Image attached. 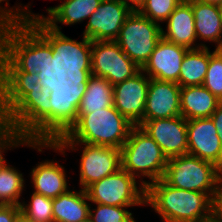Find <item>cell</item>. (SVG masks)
<instances>
[{
    "mask_svg": "<svg viewBox=\"0 0 222 222\" xmlns=\"http://www.w3.org/2000/svg\"><path fill=\"white\" fill-rule=\"evenodd\" d=\"M69 70L68 63L5 116L21 140H54L67 129Z\"/></svg>",
    "mask_w": 222,
    "mask_h": 222,
    "instance_id": "6da1fadb",
    "label": "cell"
},
{
    "mask_svg": "<svg viewBox=\"0 0 222 222\" xmlns=\"http://www.w3.org/2000/svg\"><path fill=\"white\" fill-rule=\"evenodd\" d=\"M68 43L38 22L10 26L0 50V71L38 73L49 78L69 62Z\"/></svg>",
    "mask_w": 222,
    "mask_h": 222,
    "instance_id": "7a4b0ae2",
    "label": "cell"
},
{
    "mask_svg": "<svg viewBox=\"0 0 222 222\" xmlns=\"http://www.w3.org/2000/svg\"><path fill=\"white\" fill-rule=\"evenodd\" d=\"M134 125L114 106L85 115H68L67 129L55 143H86L121 149Z\"/></svg>",
    "mask_w": 222,
    "mask_h": 222,
    "instance_id": "3957f363",
    "label": "cell"
},
{
    "mask_svg": "<svg viewBox=\"0 0 222 222\" xmlns=\"http://www.w3.org/2000/svg\"><path fill=\"white\" fill-rule=\"evenodd\" d=\"M145 189V205H150L162 222H200L214 215L215 194L178 189L163 179Z\"/></svg>",
    "mask_w": 222,
    "mask_h": 222,
    "instance_id": "277c9868",
    "label": "cell"
},
{
    "mask_svg": "<svg viewBox=\"0 0 222 222\" xmlns=\"http://www.w3.org/2000/svg\"><path fill=\"white\" fill-rule=\"evenodd\" d=\"M71 58L87 73L107 79L113 86L137 74L141 68L116 41H89L79 45Z\"/></svg>",
    "mask_w": 222,
    "mask_h": 222,
    "instance_id": "5b68a950",
    "label": "cell"
},
{
    "mask_svg": "<svg viewBox=\"0 0 222 222\" xmlns=\"http://www.w3.org/2000/svg\"><path fill=\"white\" fill-rule=\"evenodd\" d=\"M82 147L79 165V184L86 189L93 182L116 173L121 168V150L115 147L91 145L86 143H55L53 140H22V146L37 149L42 152L44 148L52 149L65 155V150L77 151ZM49 147V148H48Z\"/></svg>",
    "mask_w": 222,
    "mask_h": 222,
    "instance_id": "8992f818",
    "label": "cell"
},
{
    "mask_svg": "<svg viewBox=\"0 0 222 222\" xmlns=\"http://www.w3.org/2000/svg\"><path fill=\"white\" fill-rule=\"evenodd\" d=\"M121 168L146 187L163 178L168 163L161 147L139 126H134L121 147ZM148 178L149 181L143 180Z\"/></svg>",
    "mask_w": 222,
    "mask_h": 222,
    "instance_id": "52a82bcc",
    "label": "cell"
},
{
    "mask_svg": "<svg viewBox=\"0 0 222 222\" xmlns=\"http://www.w3.org/2000/svg\"><path fill=\"white\" fill-rule=\"evenodd\" d=\"M68 115H85L113 106V85L105 78L90 75L69 59Z\"/></svg>",
    "mask_w": 222,
    "mask_h": 222,
    "instance_id": "ba28073f",
    "label": "cell"
},
{
    "mask_svg": "<svg viewBox=\"0 0 222 222\" xmlns=\"http://www.w3.org/2000/svg\"><path fill=\"white\" fill-rule=\"evenodd\" d=\"M221 174L214 163L185 154L168 159L162 179L178 189L216 194Z\"/></svg>",
    "mask_w": 222,
    "mask_h": 222,
    "instance_id": "9c48e42d",
    "label": "cell"
},
{
    "mask_svg": "<svg viewBox=\"0 0 222 222\" xmlns=\"http://www.w3.org/2000/svg\"><path fill=\"white\" fill-rule=\"evenodd\" d=\"M162 38V26L142 15L131 12L115 39L122 51L140 68L149 60Z\"/></svg>",
    "mask_w": 222,
    "mask_h": 222,
    "instance_id": "30bf717a",
    "label": "cell"
},
{
    "mask_svg": "<svg viewBox=\"0 0 222 222\" xmlns=\"http://www.w3.org/2000/svg\"><path fill=\"white\" fill-rule=\"evenodd\" d=\"M127 171L116 173L93 182L85 190L91 203L109 206H145L146 189ZM139 187V189H138Z\"/></svg>",
    "mask_w": 222,
    "mask_h": 222,
    "instance_id": "8fae6325",
    "label": "cell"
},
{
    "mask_svg": "<svg viewBox=\"0 0 222 222\" xmlns=\"http://www.w3.org/2000/svg\"><path fill=\"white\" fill-rule=\"evenodd\" d=\"M132 11L119 0H102L96 11L87 19L82 41L71 39L70 53L89 41H115L121 27Z\"/></svg>",
    "mask_w": 222,
    "mask_h": 222,
    "instance_id": "7c38bea8",
    "label": "cell"
},
{
    "mask_svg": "<svg viewBox=\"0 0 222 222\" xmlns=\"http://www.w3.org/2000/svg\"><path fill=\"white\" fill-rule=\"evenodd\" d=\"M150 78L140 70L134 76L113 86V106L134 126L144 120Z\"/></svg>",
    "mask_w": 222,
    "mask_h": 222,
    "instance_id": "4fadbf2b",
    "label": "cell"
},
{
    "mask_svg": "<svg viewBox=\"0 0 222 222\" xmlns=\"http://www.w3.org/2000/svg\"><path fill=\"white\" fill-rule=\"evenodd\" d=\"M139 127L161 147L167 159L187 154V120L181 115L143 120Z\"/></svg>",
    "mask_w": 222,
    "mask_h": 222,
    "instance_id": "5bb4252c",
    "label": "cell"
},
{
    "mask_svg": "<svg viewBox=\"0 0 222 222\" xmlns=\"http://www.w3.org/2000/svg\"><path fill=\"white\" fill-rule=\"evenodd\" d=\"M187 154L210 161L222 170V145L211 118L187 120Z\"/></svg>",
    "mask_w": 222,
    "mask_h": 222,
    "instance_id": "9a60e30c",
    "label": "cell"
},
{
    "mask_svg": "<svg viewBox=\"0 0 222 222\" xmlns=\"http://www.w3.org/2000/svg\"><path fill=\"white\" fill-rule=\"evenodd\" d=\"M62 1V0H61ZM61 4L46 9L48 15L40 14L37 21L46 31L58 35L67 43L72 38L67 37L60 30L62 25H74L88 19L98 8L102 0H63Z\"/></svg>",
    "mask_w": 222,
    "mask_h": 222,
    "instance_id": "2e32d148",
    "label": "cell"
},
{
    "mask_svg": "<svg viewBox=\"0 0 222 222\" xmlns=\"http://www.w3.org/2000/svg\"><path fill=\"white\" fill-rule=\"evenodd\" d=\"M187 50V47L161 38L141 70L151 79L177 83Z\"/></svg>",
    "mask_w": 222,
    "mask_h": 222,
    "instance_id": "e0dca14e",
    "label": "cell"
},
{
    "mask_svg": "<svg viewBox=\"0 0 222 222\" xmlns=\"http://www.w3.org/2000/svg\"><path fill=\"white\" fill-rule=\"evenodd\" d=\"M180 89L181 87L176 82L150 78L144 120L180 116Z\"/></svg>",
    "mask_w": 222,
    "mask_h": 222,
    "instance_id": "ac0fdd59",
    "label": "cell"
},
{
    "mask_svg": "<svg viewBox=\"0 0 222 222\" xmlns=\"http://www.w3.org/2000/svg\"><path fill=\"white\" fill-rule=\"evenodd\" d=\"M48 78L38 73L0 71V115L6 116L34 88Z\"/></svg>",
    "mask_w": 222,
    "mask_h": 222,
    "instance_id": "d6986e66",
    "label": "cell"
},
{
    "mask_svg": "<svg viewBox=\"0 0 222 222\" xmlns=\"http://www.w3.org/2000/svg\"><path fill=\"white\" fill-rule=\"evenodd\" d=\"M166 30L162 28V38L170 43L182 45L188 49L207 47L203 42L196 43V30L191 0H182L165 21Z\"/></svg>",
    "mask_w": 222,
    "mask_h": 222,
    "instance_id": "ffe728a7",
    "label": "cell"
},
{
    "mask_svg": "<svg viewBox=\"0 0 222 222\" xmlns=\"http://www.w3.org/2000/svg\"><path fill=\"white\" fill-rule=\"evenodd\" d=\"M31 183L35 193L45 197L56 198L67 192L70 187L67 182L65 167L59 161L45 160L38 162L30 172Z\"/></svg>",
    "mask_w": 222,
    "mask_h": 222,
    "instance_id": "44dd1931",
    "label": "cell"
},
{
    "mask_svg": "<svg viewBox=\"0 0 222 222\" xmlns=\"http://www.w3.org/2000/svg\"><path fill=\"white\" fill-rule=\"evenodd\" d=\"M180 98L181 116L186 120L210 118L222 103L203 85L181 87Z\"/></svg>",
    "mask_w": 222,
    "mask_h": 222,
    "instance_id": "7402d4cb",
    "label": "cell"
},
{
    "mask_svg": "<svg viewBox=\"0 0 222 222\" xmlns=\"http://www.w3.org/2000/svg\"><path fill=\"white\" fill-rule=\"evenodd\" d=\"M194 13L196 37L198 39L213 42L216 49H222V26L219 7L209 3L191 0Z\"/></svg>",
    "mask_w": 222,
    "mask_h": 222,
    "instance_id": "603a6c76",
    "label": "cell"
},
{
    "mask_svg": "<svg viewBox=\"0 0 222 222\" xmlns=\"http://www.w3.org/2000/svg\"><path fill=\"white\" fill-rule=\"evenodd\" d=\"M86 190L74 189L52 198L54 222H78L89 216L90 204Z\"/></svg>",
    "mask_w": 222,
    "mask_h": 222,
    "instance_id": "cb8c5ba5",
    "label": "cell"
},
{
    "mask_svg": "<svg viewBox=\"0 0 222 222\" xmlns=\"http://www.w3.org/2000/svg\"><path fill=\"white\" fill-rule=\"evenodd\" d=\"M208 64V46L188 49L182 61L177 84L180 87L203 85Z\"/></svg>",
    "mask_w": 222,
    "mask_h": 222,
    "instance_id": "d4e9b609",
    "label": "cell"
},
{
    "mask_svg": "<svg viewBox=\"0 0 222 222\" xmlns=\"http://www.w3.org/2000/svg\"><path fill=\"white\" fill-rule=\"evenodd\" d=\"M6 161L5 158L0 161V204L20 206L21 194L25 189L24 176Z\"/></svg>",
    "mask_w": 222,
    "mask_h": 222,
    "instance_id": "484cf974",
    "label": "cell"
},
{
    "mask_svg": "<svg viewBox=\"0 0 222 222\" xmlns=\"http://www.w3.org/2000/svg\"><path fill=\"white\" fill-rule=\"evenodd\" d=\"M20 208L32 222H54L52 198L33 192L29 203L21 202Z\"/></svg>",
    "mask_w": 222,
    "mask_h": 222,
    "instance_id": "4316f807",
    "label": "cell"
},
{
    "mask_svg": "<svg viewBox=\"0 0 222 222\" xmlns=\"http://www.w3.org/2000/svg\"><path fill=\"white\" fill-rule=\"evenodd\" d=\"M94 204L96 208L93 209L91 204L89 208V216L93 222H136L133 213L127 210L128 207L133 206Z\"/></svg>",
    "mask_w": 222,
    "mask_h": 222,
    "instance_id": "83f0119b",
    "label": "cell"
},
{
    "mask_svg": "<svg viewBox=\"0 0 222 222\" xmlns=\"http://www.w3.org/2000/svg\"><path fill=\"white\" fill-rule=\"evenodd\" d=\"M203 86L222 101V49L210 51L207 73Z\"/></svg>",
    "mask_w": 222,
    "mask_h": 222,
    "instance_id": "f1b7e54d",
    "label": "cell"
},
{
    "mask_svg": "<svg viewBox=\"0 0 222 222\" xmlns=\"http://www.w3.org/2000/svg\"><path fill=\"white\" fill-rule=\"evenodd\" d=\"M6 1L5 7L1 4ZM3 2V3H2ZM19 4V5H18ZM11 8L8 0H0V17L9 25V26H17V25H25L33 22H37L40 19L39 14H34L30 11V4L23 5L18 3ZM9 6V7H8ZM30 6V7H29ZM8 7V8H7Z\"/></svg>",
    "mask_w": 222,
    "mask_h": 222,
    "instance_id": "f546056e",
    "label": "cell"
},
{
    "mask_svg": "<svg viewBox=\"0 0 222 222\" xmlns=\"http://www.w3.org/2000/svg\"><path fill=\"white\" fill-rule=\"evenodd\" d=\"M182 0H146L140 13L151 21L164 23Z\"/></svg>",
    "mask_w": 222,
    "mask_h": 222,
    "instance_id": "4dcf8cb0",
    "label": "cell"
},
{
    "mask_svg": "<svg viewBox=\"0 0 222 222\" xmlns=\"http://www.w3.org/2000/svg\"><path fill=\"white\" fill-rule=\"evenodd\" d=\"M22 140L17 136L13 126L5 116L0 115V161L3 160L5 150L20 147Z\"/></svg>",
    "mask_w": 222,
    "mask_h": 222,
    "instance_id": "1f68e13d",
    "label": "cell"
},
{
    "mask_svg": "<svg viewBox=\"0 0 222 222\" xmlns=\"http://www.w3.org/2000/svg\"><path fill=\"white\" fill-rule=\"evenodd\" d=\"M20 212V206L0 204V222H13Z\"/></svg>",
    "mask_w": 222,
    "mask_h": 222,
    "instance_id": "d6a6232c",
    "label": "cell"
},
{
    "mask_svg": "<svg viewBox=\"0 0 222 222\" xmlns=\"http://www.w3.org/2000/svg\"><path fill=\"white\" fill-rule=\"evenodd\" d=\"M214 216L222 221V174L220 176L216 194L213 200Z\"/></svg>",
    "mask_w": 222,
    "mask_h": 222,
    "instance_id": "836d02e7",
    "label": "cell"
},
{
    "mask_svg": "<svg viewBox=\"0 0 222 222\" xmlns=\"http://www.w3.org/2000/svg\"><path fill=\"white\" fill-rule=\"evenodd\" d=\"M217 129V133L222 145V103L217 107L214 113L210 117Z\"/></svg>",
    "mask_w": 222,
    "mask_h": 222,
    "instance_id": "e575fe53",
    "label": "cell"
},
{
    "mask_svg": "<svg viewBox=\"0 0 222 222\" xmlns=\"http://www.w3.org/2000/svg\"><path fill=\"white\" fill-rule=\"evenodd\" d=\"M122 4L127 6L132 12L140 11L146 0H119Z\"/></svg>",
    "mask_w": 222,
    "mask_h": 222,
    "instance_id": "d590c367",
    "label": "cell"
},
{
    "mask_svg": "<svg viewBox=\"0 0 222 222\" xmlns=\"http://www.w3.org/2000/svg\"><path fill=\"white\" fill-rule=\"evenodd\" d=\"M9 27L10 26L0 17V50L2 48L3 40Z\"/></svg>",
    "mask_w": 222,
    "mask_h": 222,
    "instance_id": "8d00e7d4",
    "label": "cell"
},
{
    "mask_svg": "<svg viewBox=\"0 0 222 222\" xmlns=\"http://www.w3.org/2000/svg\"><path fill=\"white\" fill-rule=\"evenodd\" d=\"M13 222H32L29 218H27L22 212H20Z\"/></svg>",
    "mask_w": 222,
    "mask_h": 222,
    "instance_id": "74e56055",
    "label": "cell"
},
{
    "mask_svg": "<svg viewBox=\"0 0 222 222\" xmlns=\"http://www.w3.org/2000/svg\"><path fill=\"white\" fill-rule=\"evenodd\" d=\"M196 1H200L203 3H209L211 5H216V6L222 5V0H196Z\"/></svg>",
    "mask_w": 222,
    "mask_h": 222,
    "instance_id": "f35d334b",
    "label": "cell"
},
{
    "mask_svg": "<svg viewBox=\"0 0 222 222\" xmlns=\"http://www.w3.org/2000/svg\"><path fill=\"white\" fill-rule=\"evenodd\" d=\"M200 222H222L219 218L215 217L214 215L210 217L209 219L200 221Z\"/></svg>",
    "mask_w": 222,
    "mask_h": 222,
    "instance_id": "ab89813d",
    "label": "cell"
},
{
    "mask_svg": "<svg viewBox=\"0 0 222 222\" xmlns=\"http://www.w3.org/2000/svg\"><path fill=\"white\" fill-rule=\"evenodd\" d=\"M78 222H93L90 216L86 217L85 219L78 221Z\"/></svg>",
    "mask_w": 222,
    "mask_h": 222,
    "instance_id": "60d3db41",
    "label": "cell"
},
{
    "mask_svg": "<svg viewBox=\"0 0 222 222\" xmlns=\"http://www.w3.org/2000/svg\"><path fill=\"white\" fill-rule=\"evenodd\" d=\"M218 7H219V14H220L221 26H222V5H220Z\"/></svg>",
    "mask_w": 222,
    "mask_h": 222,
    "instance_id": "b9f144b4",
    "label": "cell"
}]
</instances>
